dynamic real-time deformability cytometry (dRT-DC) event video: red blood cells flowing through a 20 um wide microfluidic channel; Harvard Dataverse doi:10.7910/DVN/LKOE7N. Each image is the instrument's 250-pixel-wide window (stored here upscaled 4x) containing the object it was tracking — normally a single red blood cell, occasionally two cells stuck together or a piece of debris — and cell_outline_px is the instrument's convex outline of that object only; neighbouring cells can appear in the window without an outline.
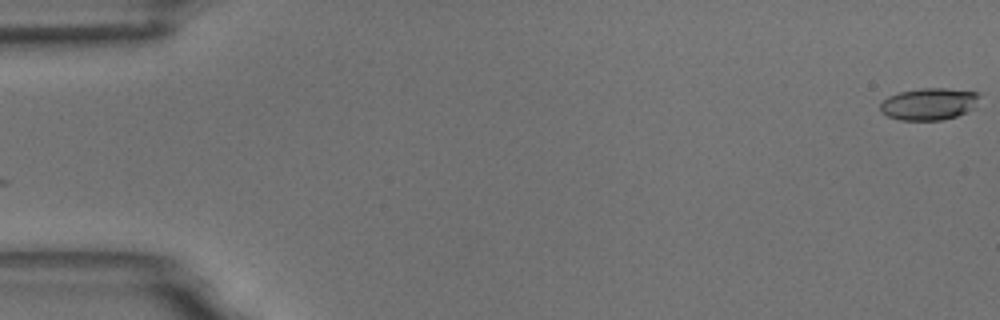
{"species": "common noctule bat (a hibernating species)", "species_latin": "Nyctalus noctula", "temperature_condition": "room temperature", "stored_images_in_passage": 55, "camera_frame_rate_fps": 3000, "um_per_image_px": 0.085, "animal": {"sex": "male", "body_mass_g": 18.8}, "frame": {"image": 1, "passage_image": 1, "time_ms": 0.0, "image_size_px": [1000, 320], "cell_outline_px": [[980, 96], [976, 108], [956, 116], [940, 120], [900, 120], [888, 116], [880, 112], [880, 104], [888, 96], [900, 92], [920, 88], [944, 88], [980, 92]], "centroid_in_image_um": [78.99, 8.83], "position_along_channel_um": 6.0, "area_um2": 18.67}}
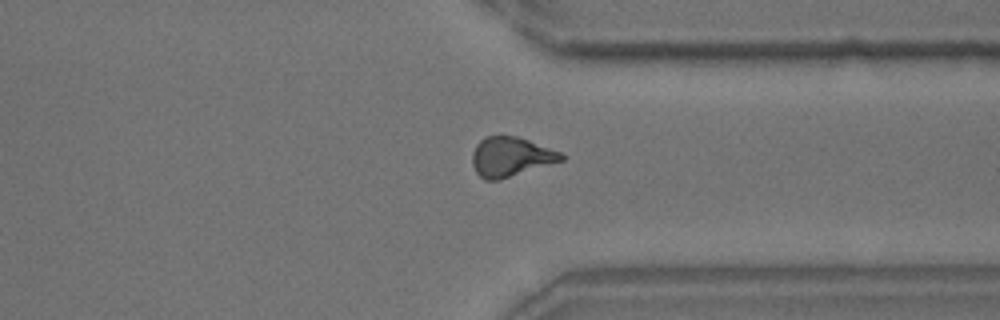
{"frame": {"image": 2, "passage_image": 42, "time_ms": 13.667, "image_size_px": [1000, 320], "cell_outline_px": [[564, 160], [500, 180], [484, 180], [476, 172], [472, 164], [472, 152], [476, 144], [484, 136], [516, 136], [528, 140], [560, 152], [564, 156]], "centroid_in_image_um": [43.38, 13.34], "position_along_channel_um": 368.0, "area_um2": 20.46}}
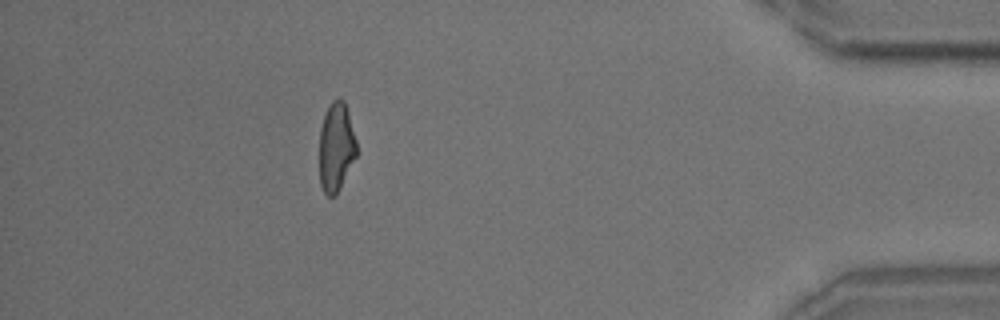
{"frame": {"image": 3, "passage_image": 49, "time_ms": 16.0, "image_size_px": [1000, 320], "cell_outline_px": [[356, 156], [336, 196], [328, 196], [324, 192], [320, 184], [320, 128], [324, 116], [332, 100], [340, 96], [344, 100], [348, 112], [356, 140]], "centroid_in_image_um": [28.57, 12.49], "position_along_channel_um": 406.6, "area_um2": 19.19}, "authors_computed_cell_mechanics": {"area_um2": 20.0566, "velocity_mm_per_s": 3.7562, "shape_relaxation_time_tau1_ms": 5.9196, "shape_relaxation_time_tau2_ms": 2.5514, "deformation_change_tau1": 0.171, "deformation_change_tau2": 0.1056}}